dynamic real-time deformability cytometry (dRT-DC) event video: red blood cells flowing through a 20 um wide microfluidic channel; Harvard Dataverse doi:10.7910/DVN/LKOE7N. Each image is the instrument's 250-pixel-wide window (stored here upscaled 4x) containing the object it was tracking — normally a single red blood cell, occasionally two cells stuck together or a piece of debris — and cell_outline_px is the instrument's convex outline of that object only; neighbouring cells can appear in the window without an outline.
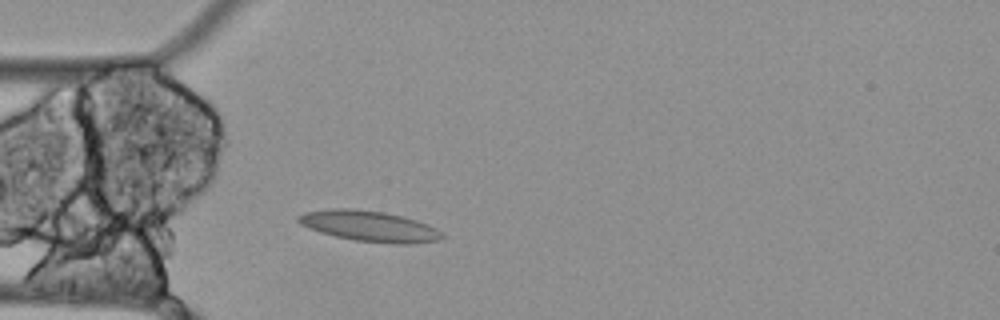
{"species": "Egyptian fruit bat (a non-hibernating species)", "species_latin": "Rousettus aegyptiacus", "temperature_condition": "cold", "stored_images_in_passage": 50, "camera_frame_rate_fps": 3000, "um_per_image_px": 0.085, "animal": {"sex": "female"}, "frame": {"image": 1, "passage_image": 9, "time_ms": 2.667, "image_size_px": [1000, 320], "cell_outline_px": [[444, 236], [440, 240], [412, 244], [392, 244], [356, 240], [336, 236], [320, 232], [308, 228], [300, 224], [296, 220], [296, 216], [304, 212], [332, 208], [352, 208], [384, 212], [416, 220], [428, 224], [436, 228]], "centroid_in_image_um": [31.38, 19.22], "position_along_channel_um": 53.6, "area_um2": 25.78}}
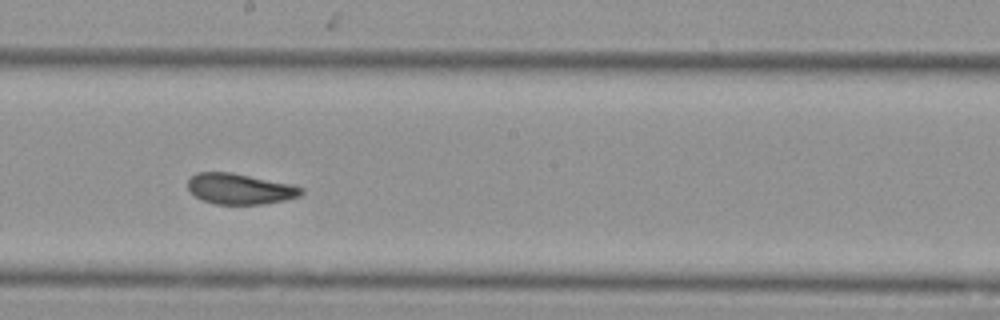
{"frame": {"image": 2, "passage_image": 24, "time_ms": 7.667, "image_size_px": [1000, 320], "cell_outline_px": [[304, 192], [300, 196], [284, 200], [260, 204], [216, 204], [204, 200], [196, 196], [188, 188], [188, 180], [196, 172], [232, 172], [292, 184], [304, 188]], "centroid_in_image_um": [20.42, 16.04], "position_along_channel_um": 227.8, "area_um2": 20.23}}
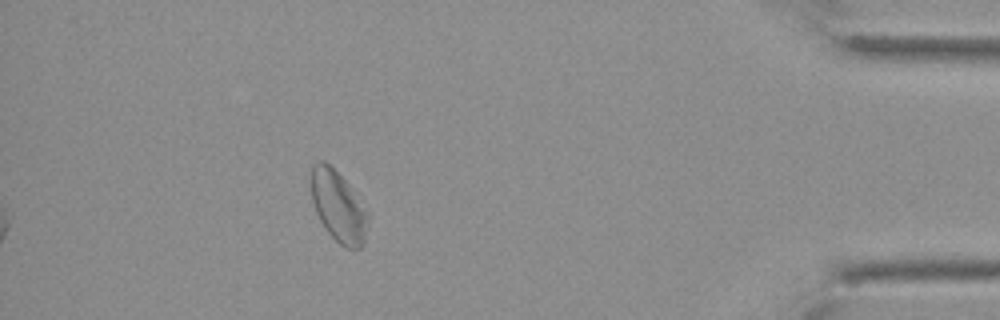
{"frame": {"image": 3, "passage_image": 44, "time_ms": 14.333, "image_size_px": [1000, 320], "cell_outline_px": [[368, 220], [364, 244], [360, 248], [344, 248], [324, 228], [312, 204], [308, 180], [312, 164], [320, 160], [324, 160], [344, 180], [368, 216]], "centroid_in_image_um": [28.66, 17.54], "position_along_channel_um": 406.5, "area_um2": 23.29}}